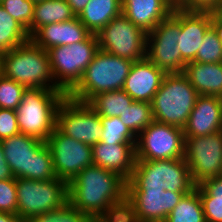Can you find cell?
Instances as JSON below:
<instances>
[{"label":"cell","instance_id":"6da1fadb","mask_svg":"<svg viewBox=\"0 0 222 222\" xmlns=\"http://www.w3.org/2000/svg\"><path fill=\"white\" fill-rule=\"evenodd\" d=\"M126 180L100 166L83 169L68 183V202L88 217H110L124 212Z\"/></svg>","mask_w":222,"mask_h":222},{"label":"cell","instance_id":"7a4b0ae2","mask_svg":"<svg viewBox=\"0 0 222 222\" xmlns=\"http://www.w3.org/2000/svg\"><path fill=\"white\" fill-rule=\"evenodd\" d=\"M0 72L26 88L55 89L48 52L31 40L0 55Z\"/></svg>","mask_w":222,"mask_h":222},{"label":"cell","instance_id":"3957f363","mask_svg":"<svg viewBox=\"0 0 222 222\" xmlns=\"http://www.w3.org/2000/svg\"><path fill=\"white\" fill-rule=\"evenodd\" d=\"M0 144L16 179L47 181L56 178L52 154L46 142L18 133L1 140Z\"/></svg>","mask_w":222,"mask_h":222},{"label":"cell","instance_id":"277c9868","mask_svg":"<svg viewBox=\"0 0 222 222\" xmlns=\"http://www.w3.org/2000/svg\"><path fill=\"white\" fill-rule=\"evenodd\" d=\"M66 96L55 89L27 88L15 110L20 133L46 142L56 128L57 110Z\"/></svg>","mask_w":222,"mask_h":222},{"label":"cell","instance_id":"5b68a950","mask_svg":"<svg viewBox=\"0 0 222 222\" xmlns=\"http://www.w3.org/2000/svg\"><path fill=\"white\" fill-rule=\"evenodd\" d=\"M133 62L99 49L80 82L67 96L88 103L97 94L122 90Z\"/></svg>","mask_w":222,"mask_h":222},{"label":"cell","instance_id":"8992f818","mask_svg":"<svg viewBox=\"0 0 222 222\" xmlns=\"http://www.w3.org/2000/svg\"><path fill=\"white\" fill-rule=\"evenodd\" d=\"M198 96L183 73H167L151 102L154 121L183 129Z\"/></svg>","mask_w":222,"mask_h":222},{"label":"cell","instance_id":"52a82bcc","mask_svg":"<svg viewBox=\"0 0 222 222\" xmlns=\"http://www.w3.org/2000/svg\"><path fill=\"white\" fill-rule=\"evenodd\" d=\"M193 181L184 158L136 161L126 189H164L171 192H192Z\"/></svg>","mask_w":222,"mask_h":222},{"label":"cell","instance_id":"ba28073f","mask_svg":"<svg viewBox=\"0 0 222 222\" xmlns=\"http://www.w3.org/2000/svg\"><path fill=\"white\" fill-rule=\"evenodd\" d=\"M99 50L95 34L84 41L47 50L56 85L68 95L80 82L86 68Z\"/></svg>","mask_w":222,"mask_h":222},{"label":"cell","instance_id":"9c48e42d","mask_svg":"<svg viewBox=\"0 0 222 222\" xmlns=\"http://www.w3.org/2000/svg\"><path fill=\"white\" fill-rule=\"evenodd\" d=\"M16 189L17 216L26 222L68 202V183L57 177L47 181L18 178Z\"/></svg>","mask_w":222,"mask_h":222},{"label":"cell","instance_id":"30bf717a","mask_svg":"<svg viewBox=\"0 0 222 222\" xmlns=\"http://www.w3.org/2000/svg\"><path fill=\"white\" fill-rule=\"evenodd\" d=\"M181 32V10L172 13L147 34L146 57L166 73H183L187 62L178 49Z\"/></svg>","mask_w":222,"mask_h":222},{"label":"cell","instance_id":"8fae6325","mask_svg":"<svg viewBox=\"0 0 222 222\" xmlns=\"http://www.w3.org/2000/svg\"><path fill=\"white\" fill-rule=\"evenodd\" d=\"M96 37L99 49L109 54L132 61L146 58L147 34L123 14L113 18Z\"/></svg>","mask_w":222,"mask_h":222},{"label":"cell","instance_id":"7c38bea8","mask_svg":"<svg viewBox=\"0 0 222 222\" xmlns=\"http://www.w3.org/2000/svg\"><path fill=\"white\" fill-rule=\"evenodd\" d=\"M182 128L153 121L137 135L136 161L184 158Z\"/></svg>","mask_w":222,"mask_h":222},{"label":"cell","instance_id":"4fadbf2b","mask_svg":"<svg viewBox=\"0 0 222 222\" xmlns=\"http://www.w3.org/2000/svg\"><path fill=\"white\" fill-rule=\"evenodd\" d=\"M188 193L164 189H126L125 216L128 222L164 221Z\"/></svg>","mask_w":222,"mask_h":222},{"label":"cell","instance_id":"5bb4252c","mask_svg":"<svg viewBox=\"0 0 222 222\" xmlns=\"http://www.w3.org/2000/svg\"><path fill=\"white\" fill-rule=\"evenodd\" d=\"M56 128L62 134L90 146L100 142L102 136L100 116L87 103L68 96L57 110Z\"/></svg>","mask_w":222,"mask_h":222},{"label":"cell","instance_id":"9a60e30c","mask_svg":"<svg viewBox=\"0 0 222 222\" xmlns=\"http://www.w3.org/2000/svg\"><path fill=\"white\" fill-rule=\"evenodd\" d=\"M184 160L197 185L222 175V130L206 136L185 137Z\"/></svg>","mask_w":222,"mask_h":222},{"label":"cell","instance_id":"2e32d148","mask_svg":"<svg viewBox=\"0 0 222 222\" xmlns=\"http://www.w3.org/2000/svg\"><path fill=\"white\" fill-rule=\"evenodd\" d=\"M52 154L56 177L69 183L83 169L93 165L92 146L62 134L57 128L46 141Z\"/></svg>","mask_w":222,"mask_h":222},{"label":"cell","instance_id":"e0dca14e","mask_svg":"<svg viewBox=\"0 0 222 222\" xmlns=\"http://www.w3.org/2000/svg\"><path fill=\"white\" fill-rule=\"evenodd\" d=\"M166 74L147 57L134 61L126 77L123 90L134 101L151 103Z\"/></svg>","mask_w":222,"mask_h":222},{"label":"cell","instance_id":"ac0fdd59","mask_svg":"<svg viewBox=\"0 0 222 222\" xmlns=\"http://www.w3.org/2000/svg\"><path fill=\"white\" fill-rule=\"evenodd\" d=\"M222 130V98L199 95L183 128L184 137H198Z\"/></svg>","mask_w":222,"mask_h":222},{"label":"cell","instance_id":"d6986e66","mask_svg":"<svg viewBox=\"0 0 222 222\" xmlns=\"http://www.w3.org/2000/svg\"><path fill=\"white\" fill-rule=\"evenodd\" d=\"M212 12L181 10V32L178 36V49L186 62L193 61L203 44L206 31L211 27Z\"/></svg>","mask_w":222,"mask_h":222},{"label":"cell","instance_id":"ffe728a7","mask_svg":"<svg viewBox=\"0 0 222 222\" xmlns=\"http://www.w3.org/2000/svg\"><path fill=\"white\" fill-rule=\"evenodd\" d=\"M135 145L98 142L92 146L93 165L118 173L128 181L136 162Z\"/></svg>","mask_w":222,"mask_h":222},{"label":"cell","instance_id":"44dd1931","mask_svg":"<svg viewBox=\"0 0 222 222\" xmlns=\"http://www.w3.org/2000/svg\"><path fill=\"white\" fill-rule=\"evenodd\" d=\"M122 14L134 25L150 33L173 10V0H121Z\"/></svg>","mask_w":222,"mask_h":222},{"label":"cell","instance_id":"7402d4cb","mask_svg":"<svg viewBox=\"0 0 222 222\" xmlns=\"http://www.w3.org/2000/svg\"><path fill=\"white\" fill-rule=\"evenodd\" d=\"M91 33L76 16L71 20L61 23H52L40 27L30 40L36 45L49 50L52 47L71 45L84 41Z\"/></svg>","mask_w":222,"mask_h":222},{"label":"cell","instance_id":"603a6c76","mask_svg":"<svg viewBox=\"0 0 222 222\" xmlns=\"http://www.w3.org/2000/svg\"><path fill=\"white\" fill-rule=\"evenodd\" d=\"M183 74L199 95L222 98V62L200 63L190 61L185 65Z\"/></svg>","mask_w":222,"mask_h":222},{"label":"cell","instance_id":"cb8c5ba5","mask_svg":"<svg viewBox=\"0 0 222 222\" xmlns=\"http://www.w3.org/2000/svg\"><path fill=\"white\" fill-rule=\"evenodd\" d=\"M121 14V0H90L78 18L91 34L96 35Z\"/></svg>","mask_w":222,"mask_h":222},{"label":"cell","instance_id":"d4e9b609","mask_svg":"<svg viewBox=\"0 0 222 222\" xmlns=\"http://www.w3.org/2000/svg\"><path fill=\"white\" fill-rule=\"evenodd\" d=\"M75 17L66 0H41L35 2L32 24L27 33L31 37L40 27Z\"/></svg>","mask_w":222,"mask_h":222},{"label":"cell","instance_id":"484cf974","mask_svg":"<svg viewBox=\"0 0 222 222\" xmlns=\"http://www.w3.org/2000/svg\"><path fill=\"white\" fill-rule=\"evenodd\" d=\"M133 101L122 89L97 94L87 104L101 117H119Z\"/></svg>","mask_w":222,"mask_h":222},{"label":"cell","instance_id":"4316f807","mask_svg":"<svg viewBox=\"0 0 222 222\" xmlns=\"http://www.w3.org/2000/svg\"><path fill=\"white\" fill-rule=\"evenodd\" d=\"M29 40L27 30L0 5V55Z\"/></svg>","mask_w":222,"mask_h":222},{"label":"cell","instance_id":"83f0119b","mask_svg":"<svg viewBox=\"0 0 222 222\" xmlns=\"http://www.w3.org/2000/svg\"><path fill=\"white\" fill-rule=\"evenodd\" d=\"M166 222H206L199 189L185 194L170 212Z\"/></svg>","mask_w":222,"mask_h":222},{"label":"cell","instance_id":"f1b7e54d","mask_svg":"<svg viewBox=\"0 0 222 222\" xmlns=\"http://www.w3.org/2000/svg\"><path fill=\"white\" fill-rule=\"evenodd\" d=\"M100 142L107 144H136L137 136L121 121L120 117H101Z\"/></svg>","mask_w":222,"mask_h":222},{"label":"cell","instance_id":"f546056e","mask_svg":"<svg viewBox=\"0 0 222 222\" xmlns=\"http://www.w3.org/2000/svg\"><path fill=\"white\" fill-rule=\"evenodd\" d=\"M119 117L136 136L154 121L151 103L139 101H133Z\"/></svg>","mask_w":222,"mask_h":222},{"label":"cell","instance_id":"4dcf8cb0","mask_svg":"<svg viewBox=\"0 0 222 222\" xmlns=\"http://www.w3.org/2000/svg\"><path fill=\"white\" fill-rule=\"evenodd\" d=\"M202 43L193 61L200 63L222 62V43L212 26L206 31Z\"/></svg>","mask_w":222,"mask_h":222},{"label":"cell","instance_id":"1f68e13d","mask_svg":"<svg viewBox=\"0 0 222 222\" xmlns=\"http://www.w3.org/2000/svg\"><path fill=\"white\" fill-rule=\"evenodd\" d=\"M88 219L86 214L67 202L60 209L34 216L27 222H87Z\"/></svg>","mask_w":222,"mask_h":222},{"label":"cell","instance_id":"d6a6232c","mask_svg":"<svg viewBox=\"0 0 222 222\" xmlns=\"http://www.w3.org/2000/svg\"><path fill=\"white\" fill-rule=\"evenodd\" d=\"M27 88L0 73V108L16 110Z\"/></svg>","mask_w":222,"mask_h":222},{"label":"cell","instance_id":"836d02e7","mask_svg":"<svg viewBox=\"0 0 222 222\" xmlns=\"http://www.w3.org/2000/svg\"><path fill=\"white\" fill-rule=\"evenodd\" d=\"M0 5L26 30L32 24L35 2L31 0H1Z\"/></svg>","mask_w":222,"mask_h":222},{"label":"cell","instance_id":"e575fe53","mask_svg":"<svg viewBox=\"0 0 222 222\" xmlns=\"http://www.w3.org/2000/svg\"><path fill=\"white\" fill-rule=\"evenodd\" d=\"M0 212L17 215L16 178L0 180Z\"/></svg>","mask_w":222,"mask_h":222},{"label":"cell","instance_id":"d590c367","mask_svg":"<svg viewBox=\"0 0 222 222\" xmlns=\"http://www.w3.org/2000/svg\"><path fill=\"white\" fill-rule=\"evenodd\" d=\"M222 0H173V7L185 11L214 12Z\"/></svg>","mask_w":222,"mask_h":222},{"label":"cell","instance_id":"8d00e7d4","mask_svg":"<svg viewBox=\"0 0 222 222\" xmlns=\"http://www.w3.org/2000/svg\"><path fill=\"white\" fill-rule=\"evenodd\" d=\"M20 133L16 111L0 108V141Z\"/></svg>","mask_w":222,"mask_h":222},{"label":"cell","instance_id":"74e56055","mask_svg":"<svg viewBox=\"0 0 222 222\" xmlns=\"http://www.w3.org/2000/svg\"><path fill=\"white\" fill-rule=\"evenodd\" d=\"M206 222H222V197H200Z\"/></svg>","mask_w":222,"mask_h":222},{"label":"cell","instance_id":"f35d334b","mask_svg":"<svg viewBox=\"0 0 222 222\" xmlns=\"http://www.w3.org/2000/svg\"><path fill=\"white\" fill-rule=\"evenodd\" d=\"M197 187L200 197H222V175L207 178Z\"/></svg>","mask_w":222,"mask_h":222},{"label":"cell","instance_id":"ab89813d","mask_svg":"<svg viewBox=\"0 0 222 222\" xmlns=\"http://www.w3.org/2000/svg\"><path fill=\"white\" fill-rule=\"evenodd\" d=\"M15 178L11 172L10 166L6 162V158L3 154V148L0 144V180Z\"/></svg>","mask_w":222,"mask_h":222},{"label":"cell","instance_id":"60d3db41","mask_svg":"<svg viewBox=\"0 0 222 222\" xmlns=\"http://www.w3.org/2000/svg\"><path fill=\"white\" fill-rule=\"evenodd\" d=\"M87 222H128L125 213L121 212L110 217H89Z\"/></svg>","mask_w":222,"mask_h":222},{"label":"cell","instance_id":"b9f144b4","mask_svg":"<svg viewBox=\"0 0 222 222\" xmlns=\"http://www.w3.org/2000/svg\"><path fill=\"white\" fill-rule=\"evenodd\" d=\"M75 16H79L90 0H66Z\"/></svg>","mask_w":222,"mask_h":222},{"label":"cell","instance_id":"7bdbcfd3","mask_svg":"<svg viewBox=\"0 0 222 222\" xmlns=\"http://www.w3.org/2000/svg\"><path fill=\"white\" fill-rule=\"evenodd\" d=\"M211 26L214 28L218 39L222 43V19L215 12H212Z\"/></svg>","mask_w":222,"mask_h":222},{"label":"cell","instance_id":"ee69618b","mask_svg":"<svg viewBox=\"0 0 222 222\" xmlns=\"http://www.w3.org/2000/svg\"><path fill=\"white\" fill-rule=\"evenodd\" d=\"M0 222H26L21 220L17 215L11 213L0 212Z\"/></svg>","mask_w":222,"mask_h":222},{"label":"cell","instance_id":"f6af8a7d","mask_svg":"<svg viewBox=\"0 0 222 222\" xmlns=\"http://www.w3.org/2000/svg\"><path fill=\"white\" fill-rule=\"evenodd\" d=\"M214 12L222 19V2Z\"/></svg>","mask_w":222,"mask_h":222},{"label":"cell","instance_id":"bcb514c9","mask_svg":"<svg viewBox=\"0 0 222 222\" xmlns=\"http://www.w3.org/2000/svg\"><path fill=\"white\" fill-rule=\"evenodd\" d=\"M149 222H166V221L164 220V221H149Z\"/></svg>","mask_w":222,"mask_h":222}]
</instances>
